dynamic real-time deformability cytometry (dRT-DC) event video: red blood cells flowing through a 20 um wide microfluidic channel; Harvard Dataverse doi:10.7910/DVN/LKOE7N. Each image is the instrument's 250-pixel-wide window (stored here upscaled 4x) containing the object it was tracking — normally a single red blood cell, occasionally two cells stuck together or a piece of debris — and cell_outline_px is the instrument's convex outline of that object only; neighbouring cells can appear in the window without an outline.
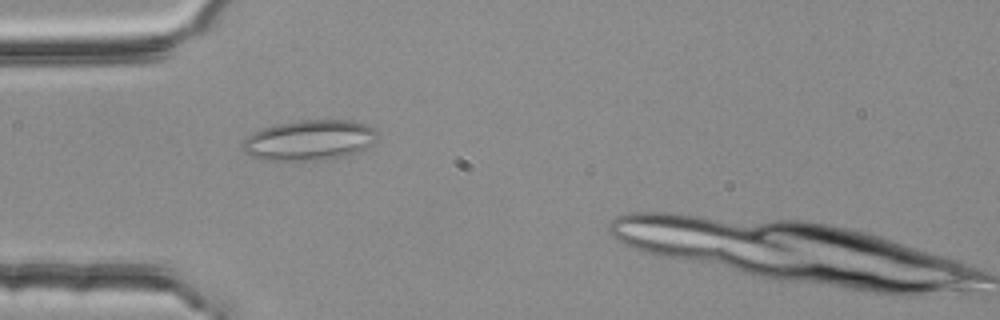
{"species": "common noctule bat (a hibernating species)", "species_latin": "Nyctalus noctula", "temperature_condition": "room temperature", "stored_images_in_passage": 8, "camera_frame_rate_fps": 3000, "um_per_image_px": 0.085, "animal": {"sex": "female", "body_mass_g": 25.1}, "frame": {"image": 1, "passage_image": 7, "time_ms": 2.0, "image_size_px": [1000, 320], "cell_outline_px": [[376, 140], [372, 144], [364, 148], [344, 156], [316, 160], [264, 160], [252, 156], [244, 152], [240, 148], [240, 144], [252, 132], [276, 124], [300, 120], [352, 120], [364, 124], [372, 128], [376, 132]], "centroid_in_image_um": [26.24, 11.91], "position_along_channel_um": 58.8, "area_um2": 31.5}}